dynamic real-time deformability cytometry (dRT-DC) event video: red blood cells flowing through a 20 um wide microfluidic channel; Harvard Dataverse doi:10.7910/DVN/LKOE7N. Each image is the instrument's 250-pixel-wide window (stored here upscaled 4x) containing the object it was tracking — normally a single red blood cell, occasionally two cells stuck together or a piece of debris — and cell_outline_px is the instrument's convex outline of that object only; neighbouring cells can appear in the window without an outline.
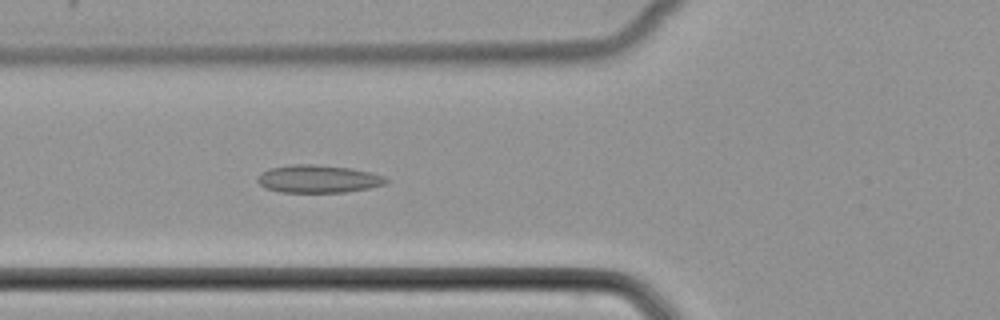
{"species": "common noctule bat (a hibernating species)", "species_latin": "Nyctalus noctula", "temperature_condition": "cold", "stored_images_in_passage": 51, "camera_frame_rate_fps": 3000, "um_per_image_px": 0.085, "animal": {"sex": "female", "body_mass_g": 22.7, "forearm_length_mm": 54.2}, "frame": {"image": 1, "passage_image": 19, "time_ms": 6.0, "image_size_px": [1000, 320], "cell_outline_px": [[388, 180], [384, 184], [368, 188], [344, 192], [280, 192], [264, 188], [256, 180], [268, 168], [292, 164], [316, 164], [348, 168], [368, 172], [384, 176]], "centroid_in_image_um": [27.01, 15.21], "position_along_channel_um": 98.8, "area_um2": 20.58}}
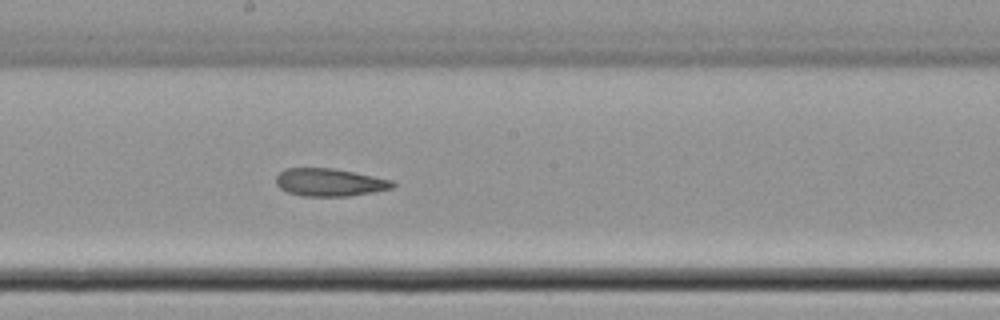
{"frame": {"image": 2, "passage_image": 28, "time_ms": 9.0, "image_size_px": [1000, 320], "cell_outline_px": [[396, 184], [392, 188], [372, 192], [348, 196], [300, 196], [288, 192], [280, 188], [276, 184], [276, 176], [284, 168], [332, 168], [392, 180]], "centroid_in_image_um": [27.98, 15.5], "position_along_channel_um": 220.2, "area_um2": 18.73}}
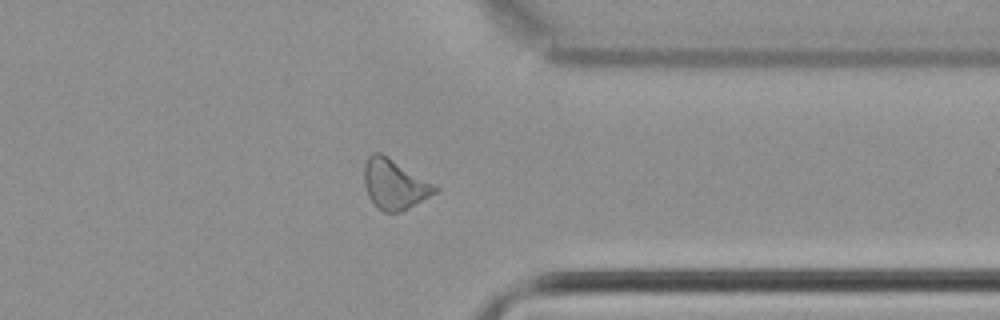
{"frame": {"image": 3, "passage_image": 40, "time_ms": 13.0, "image_size_px": [1000, 320], "cell_outline_px": [[440, 188], [436, 192], [408, 208], [400, 212], [384, 212], [368, 196], [364, 184], [364, 164], [368, 156], [372, 152], [380, 152], [388, 156]], "centroid_in_image_um": [33.5, 15.63], "position_along_channel_um": 377.9, "area_um2": 20.29}}